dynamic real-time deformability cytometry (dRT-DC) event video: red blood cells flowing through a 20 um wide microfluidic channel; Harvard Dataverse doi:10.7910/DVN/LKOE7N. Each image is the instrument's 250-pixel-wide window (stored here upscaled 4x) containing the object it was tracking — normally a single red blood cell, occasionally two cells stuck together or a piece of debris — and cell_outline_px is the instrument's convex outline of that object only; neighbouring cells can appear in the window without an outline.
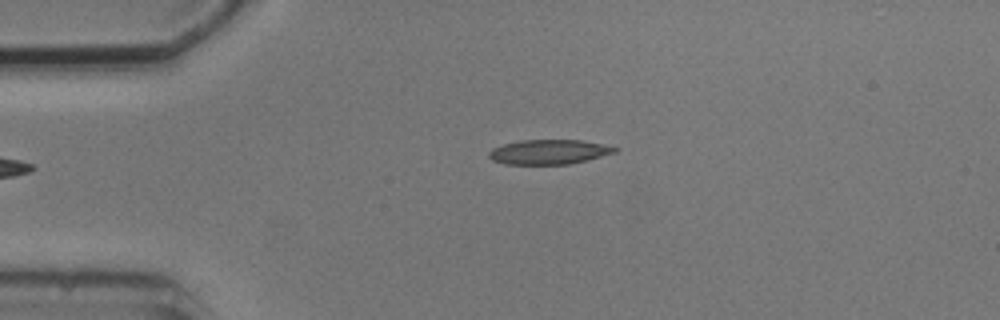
{"species": "common noctule bat (a hibernating species)", "species_latin": "Nyctalus noctula", "temperature_condition": "cold", "stored_images_in_passage": 2, "camera_frame_rate_fps": 3000, "um_per_image_px": 0.085, "animal": {"sex": "male", "body_mass_g": 20.5, "forearm_length_mm": 52.5}, "frame": {"image": 1, "passage_image": 1, "time_ms": 0.0, "image_size_px": [1000, 320], "cell_outline_px": [[620, 148], [616, 152], [588, 160], [568, 164], [504, 164], [492, 160], [488, 156], [488, 152], [492, 148], [504, 144], [520, 140], [580, 140]], "centroid_in_image_um": [46.63, 12.92], "position_along_channel_um": 38.4, "area_um2": 18.03}}
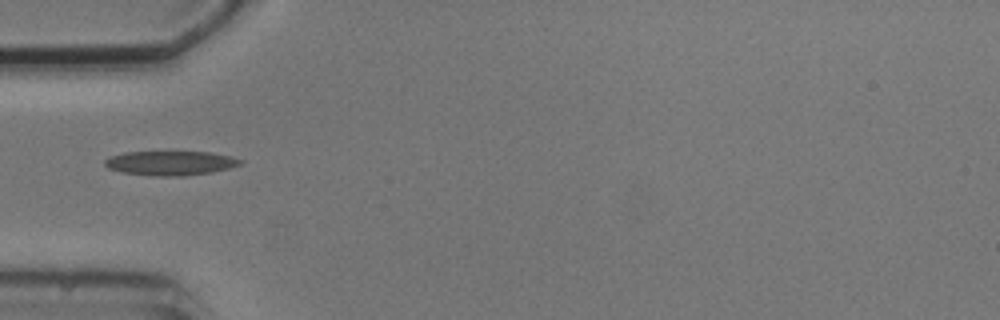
{"frame": {"image": 2, "passage_image": 2, "time_ms": 1.667, "image_size_px": [1000, 320], "cell_outline_px": [[244, 160], [240, 164], [228, 168], [212, 172], [184, 176], [156, 176], [124, 172], [108, 168], [104, 164], [104, 160], [112, 156], [124, 152], [212, 152], [232, 156]], "centroid_in_image_um": [14.52, 13.86], "position_along_channel_um": 70.5, "area_um2": 19.13}}